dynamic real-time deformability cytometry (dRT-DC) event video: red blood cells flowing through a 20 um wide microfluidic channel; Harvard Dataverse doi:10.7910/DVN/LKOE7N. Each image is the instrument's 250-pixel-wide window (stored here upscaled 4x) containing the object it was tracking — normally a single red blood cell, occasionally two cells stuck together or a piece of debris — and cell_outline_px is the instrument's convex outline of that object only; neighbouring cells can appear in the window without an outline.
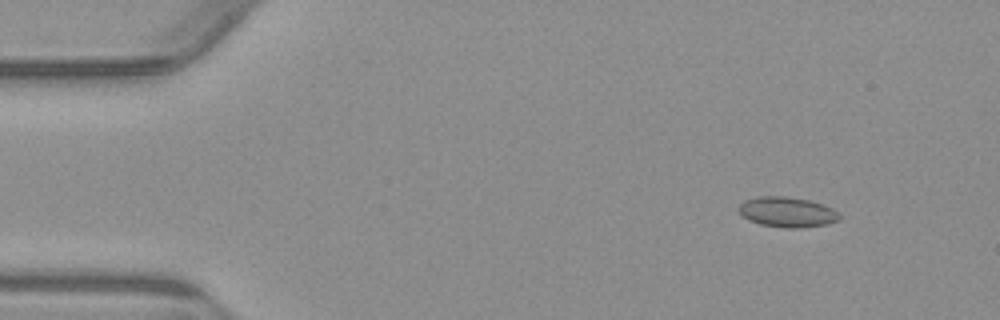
{"species": "common noctule bat (a hibernating species)", "species_latin": "Nyctalus noctula", "temperature_condition": "warm", "stored_images_in_passage": 54, "camera_frame_rate_fps": 3000, "um_per_image_px": 0.085, "animal": {"sex": "male", "body_mass_g": 23.1, "forearm_length_mm": 52.7}, "frame": {"image": 1, "passage_image": 6, "time_ms": 1.667, "image_size_px": [1000, 320], "cell_outline_px": [[840, 220], [828, 224], [800, 228], [784, 228], [760, 224], [748, 220], [740, 212], [740, 204], [744, 200], [756, 196], [788, 196], [808, 200], [832, 208], [840, 216]], "centroid_in_image_um": [66.91, 18.03], "position_along_channel_um": 18.1, "area_um2": 17.69}}
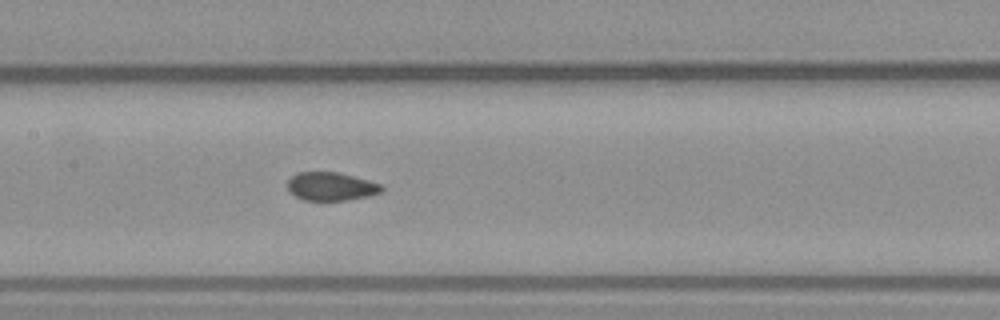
{"frame": {"image": 2, "passage_image": 26, "time_ms": 8.333, "image_size_px": [1000, 320], "cell_outline_px": [[384, 188], [380, 192], [368, 196], [348, 200], [304, 200], [296, 196], [288, 188], [288, 180], [296, 172], [340, 172], [384, 184]], "centroid_in_image_um": [28.18, 15.83], "position_along_channel_um": 179.2, "area_um2": 15.61}}
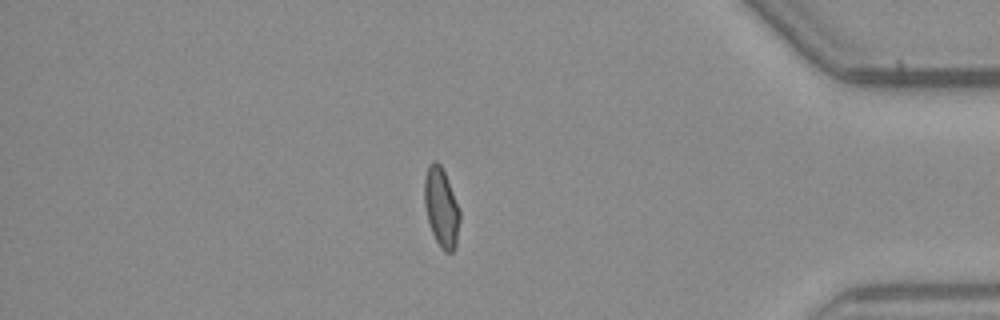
{"frame": {"image": 3, "passage_image": 46, "time_ms": 15.0, "image_size_px": [1000, 320], "cell_outline_px": [[460, 220], [456, 248], [452, 252], [444, 252], [440, 248], [432, 232], [428, 220], [424, 204], [424, 176], [428, 164], [432, 160], [436, 160], [440, 164], [444, 172], [460, 212]], "centroid_in_image_um": [37.5, 17.64], "position_along_channel_um": 397.7, "area_um2": 16.36}, "authors_computed_cell_mechanics": {"area_um2": 16.5019, "velocity_mm_per_s": 3.8443, "shape_relaxation_time_tau1_ms": null, "shape_relaxation_time_tau2_ms": 1.0736, "deformation_change_tau1": null, "deformation_change_tau2": 0.0463}}